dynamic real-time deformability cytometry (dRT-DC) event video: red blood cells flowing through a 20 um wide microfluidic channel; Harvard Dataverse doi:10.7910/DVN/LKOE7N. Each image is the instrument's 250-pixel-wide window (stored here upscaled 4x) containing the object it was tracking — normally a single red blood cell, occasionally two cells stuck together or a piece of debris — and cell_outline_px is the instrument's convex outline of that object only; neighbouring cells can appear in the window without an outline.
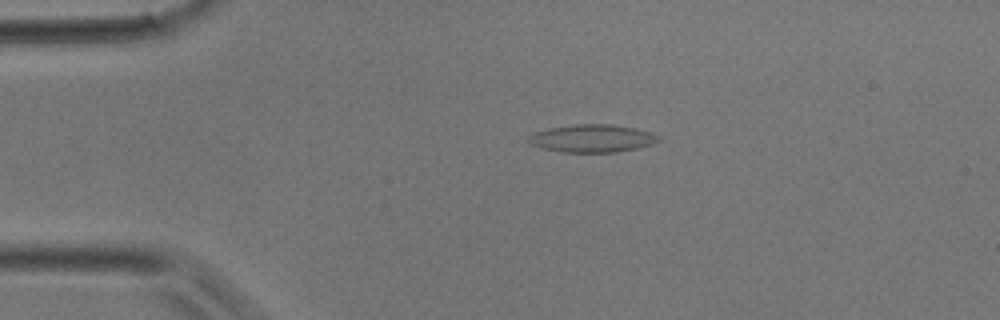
{"species": "common noctule bat (a hibernating species)", "species_latin": "Nyctalus noctula", "temperature_condition": "room temperature", "stored_images_in_passage": 37, "camera_frame_rate_fps": 3000, "um_per_image_px": 0.085, "animal": {"sex": "male", "body_mass_g": 17.9}, "frame": {"image": 1, "passage_image": 6, "time_ms": 1.667, "image_size_px": [1000, 320], "cell_outline_px": [[660, 140], [652, 144], [636, 148], [616, 152], [560, 152], [528, 144], [524, 140], [528, 136], [536, 132], [548, 128], [572, 124], [612, 124], [636, 128], [652, 132], [660, 136]], "centroid_in_image_um": [50.31, 11.75], "position_along_channel_um": 34.7, "area_um2": 21.27}}
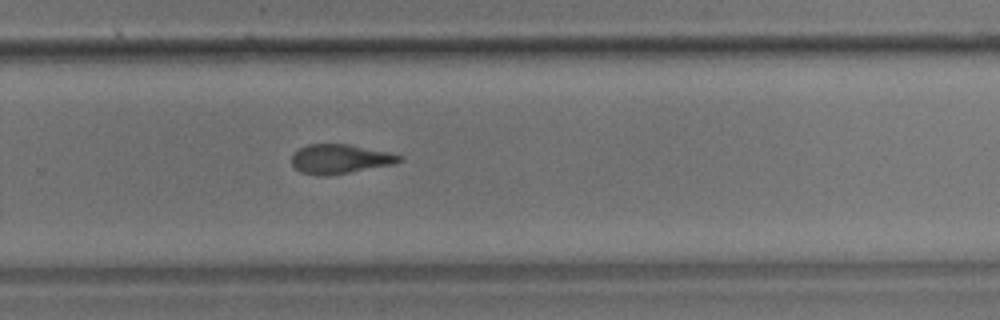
{"frame": {"image": 2, "passage_image": 24, "time_ms": 7.667, "image_size_px": [1000, 320], "cell_outline_px": [[404, 160], [392, 164], [328, 176], [320, 176], [300, 172], [292, 164], [292, 156], [300, 148], [308, 144], [348, 144], [388, 152], [404, 156]], "centroid_in_image_um": [28.91, 13.51], "position_along_channel_um": 300.9, "area_um2": 18.26}}
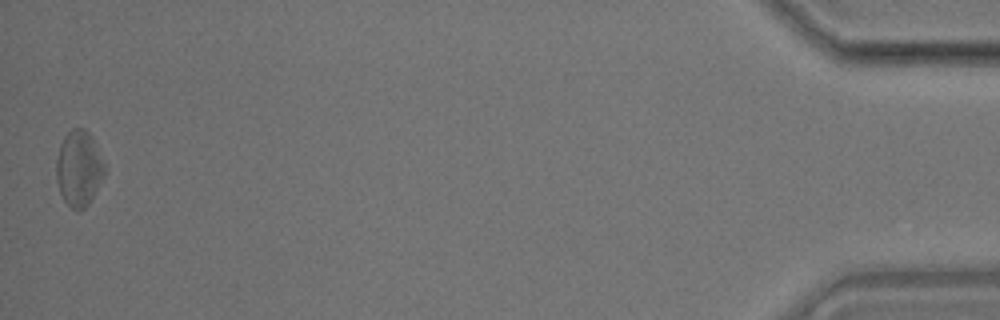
{"frame": {"image": 3, "passage_image": 37, "time_ms": 12.0, "image_size_px": [1000, 320], "cell_outline_px": [[104, 172], [88, 204], [80, 212], [76, 212], [64, 200], [60, 192], [56, 180], [56, 160], [60, 144], [64, 136], [72, 128], [84, 128], [92, 136], [104, 164]], "centroid_in_image_um": [6.66, 14.3], "position_along_channel_um": 428.5, "area_um2": 20.98}}